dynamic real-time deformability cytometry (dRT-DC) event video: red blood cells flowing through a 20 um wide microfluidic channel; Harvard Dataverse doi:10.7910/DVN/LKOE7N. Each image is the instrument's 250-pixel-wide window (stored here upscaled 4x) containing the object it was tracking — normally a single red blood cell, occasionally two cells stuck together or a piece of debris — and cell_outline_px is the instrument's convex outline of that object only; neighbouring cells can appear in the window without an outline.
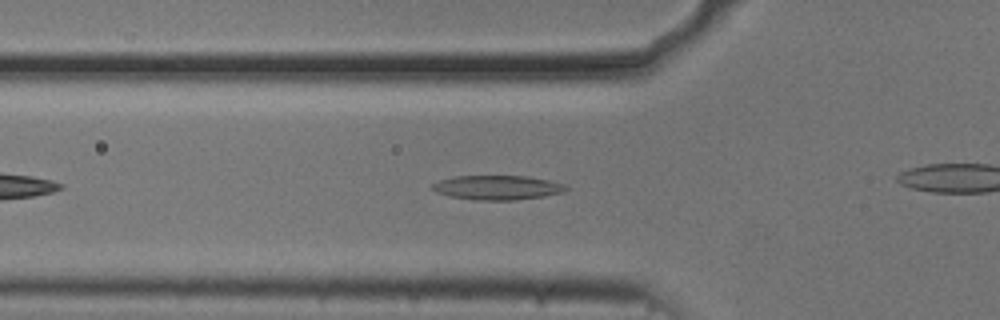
{"species": "common noctule bat (a hibernating species)", "species_latin": "Nyctalus noctula", "temperature_condition": "cold", "stored_images_in_passage": 33, "camera_frame_rate_fps": 3000, "um_per_image_px": 0.085, "animal": {"sex": "male", "body_mass_g": 20.5, "forearm_length_mm": 52.5}, "frame": {"image": 1, "passage_image": 8, "time_ms": 2.333, "image_size_px": [1000, 320], "cell_outline_px": [[568, 188], [564, 192], [544, 196], [516, 200], [480, 200], [452, 196], [436, 192], [432, 188], [432, 184], [440, 180], [456, 176], [528, 176], [548, 180], [564, 184]], "centroid_in_image_um": [42.31, 15.94], "position_along_channel_um": 83.5, "area_um2": 18.79}}
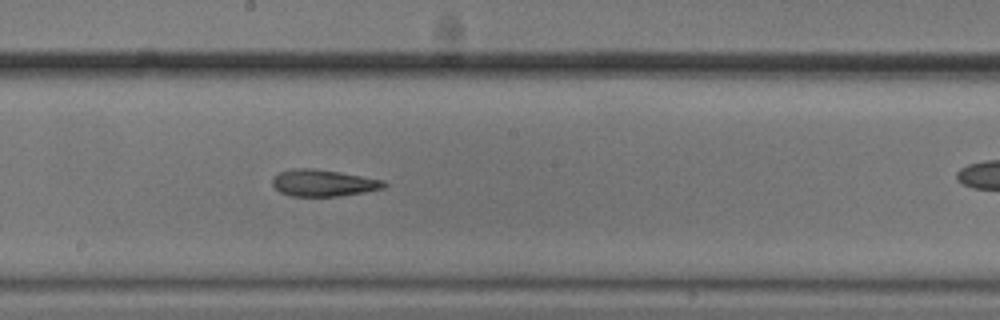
{"frame": {"image": 2, "passage_image": 19, "time_ms": 6.0, "image_size_px": [1000, 320], "cell_outline_px": [[388, 184], [384, 188], [364, 192], [340, 196], [292, 196], [280, 192], [272, 184], [272, 176], [280, 172], [292, 168], [316, 168], [340, 172], [384, 180]], "centroid_in_image_um": [27.48, 15.54], "position_along_channel_um": 220.7, "area_um2": 17.51}}
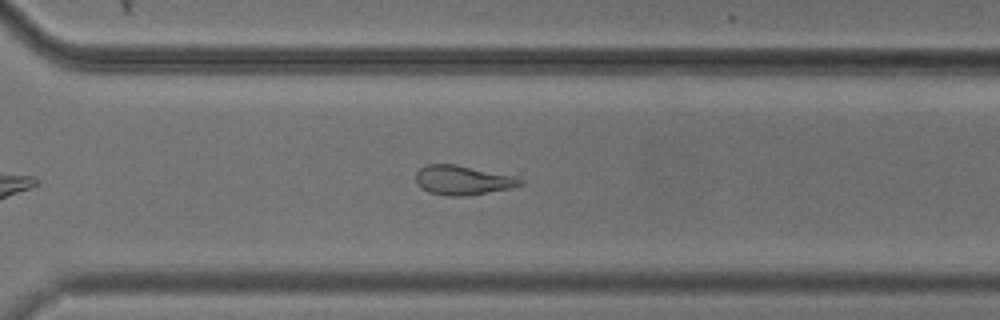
{"frame": {"image": 3, "passage_image": 28, "time_ms": 9.0, "image_size_px": [1000, 320], "cell_outline_px": [[524, 184], [508, 188], [468, 196], [444, 196], [428, 192], [420, 188], [416, 184], [416, 172], [424, 164], [456, 164], [516, 176], [524, 180]], "centroid_in_image_um": [39.3, 15.31], "position_along_channel_um": 331.3, "area_um2": 18.15}}